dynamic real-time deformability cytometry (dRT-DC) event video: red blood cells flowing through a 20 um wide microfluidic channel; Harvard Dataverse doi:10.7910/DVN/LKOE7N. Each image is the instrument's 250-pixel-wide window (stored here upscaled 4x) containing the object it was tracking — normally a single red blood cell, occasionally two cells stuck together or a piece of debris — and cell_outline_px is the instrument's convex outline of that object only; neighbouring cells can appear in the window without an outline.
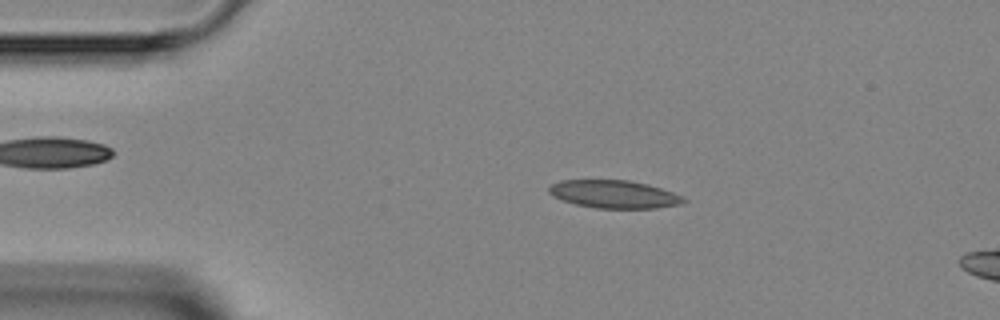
{"species": "Egyptian fruit bat (a non-hibernating species)", "species_latin": "Rousettus aegyptiacus", "temperature_condition": "room temperature", "stored_images_in_passage": 6, "camera_frame_rate_fps": 3000, "um_per_image_px": 0.085, "animal": {"sex": "female"}, "frame": {"image": 1, "passage_image": 4, "time_ms": 5.0, "image_size_px": [1000, 320], "cell_outline_px": [[688, 200], [680, 204], [656, 208], [596, 208], [576, 204], [552, 196], [548, 192], [548, 188], [552, 184], [560, 180], [628, 180], [648, 184], [672, 192]], "centroid_in_image_um": [52.17, 16.5], "position_along_channel_um": 32.8, "area_um2": 21.73}}
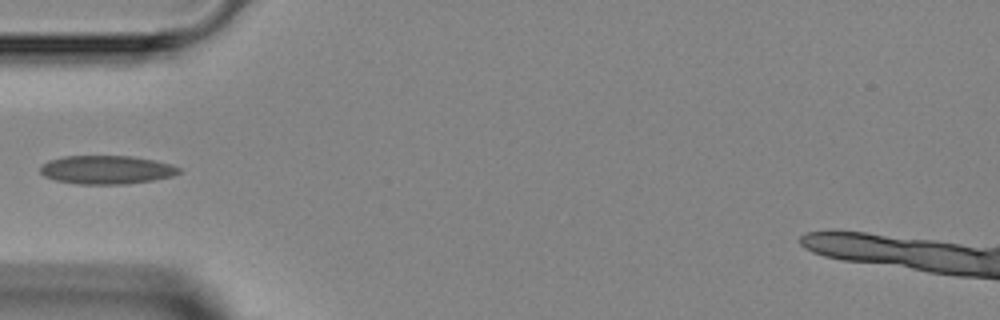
{"frame": {"image": 2, "passage_image": 6, "time_ms": 7.0, "image_size_px": [1000, 320], "cell_outline_px": [[180, 172], [172, 176], [152, 180], [124, 184], [76, 184], [56, 180], [44, 176], [40, 172], [40, 168], [48, 160], [64, 156], [132, 156], [152, 160], [168, 164], [180, 168]], "centroid_in_image_um": [9.01, 14.43], "position_along_channel_um": 76.0, "area_um2": 22.83}}